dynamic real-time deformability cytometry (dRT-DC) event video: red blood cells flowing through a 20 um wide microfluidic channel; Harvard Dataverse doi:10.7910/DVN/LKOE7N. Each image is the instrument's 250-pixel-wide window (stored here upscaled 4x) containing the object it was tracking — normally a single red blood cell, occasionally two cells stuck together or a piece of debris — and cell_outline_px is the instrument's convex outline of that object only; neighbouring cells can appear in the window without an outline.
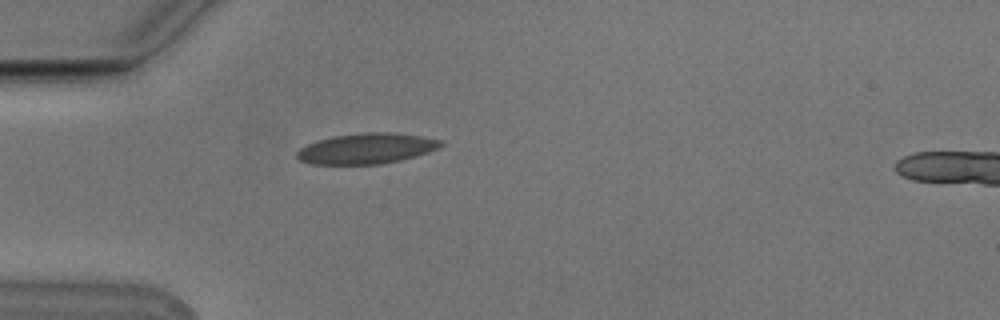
{"species": "Egyptian fruit bat (a non-hibernating species)", "species_latin": "Rousettus aegyptiacus", "temperature_condition": "cold", "stored_images_in_passage": 39, "camera_frame_rate_fps": 3000, "um_per_image_px": 0.085, "animal": {"sex": "male"}, "frame": {"image": 1, "passage_image": 1, "time_ms": 0.0, "image_size_px": [1000, 320], "cell_outline_px": [[444, 144], [428, 152], [400, 160], [380, 164], [312, 164], [300, 160], [296, 156], [296, 152], [300, 148], [316, 140], [332, 136], [360, 132], [388, 132], [420, 136], [440, 140]], "centroid_in_image_um": [31.1, 12.62], "position_along_channel_um": 53.9, "area_um2": 25.49}}
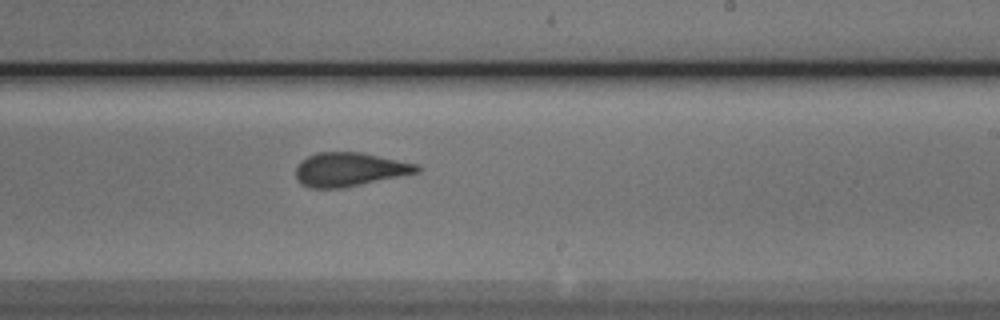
{"frame": {"image": 2, "passage_image": 18, "time_ms": 5.667, "image_size_px": [1000, 320], "cell_outline_px": [[424, 168], [420, 172], [340, 188], [308, 188], [300, 184], [296, 180], [296, 168], [300, 160], [316, 152], [360, 152], [420, 164]], "centroid_in_image_um": [29.71, 14.39], "position_along_channel_um": 259.3, "area_um2": 24.04}}
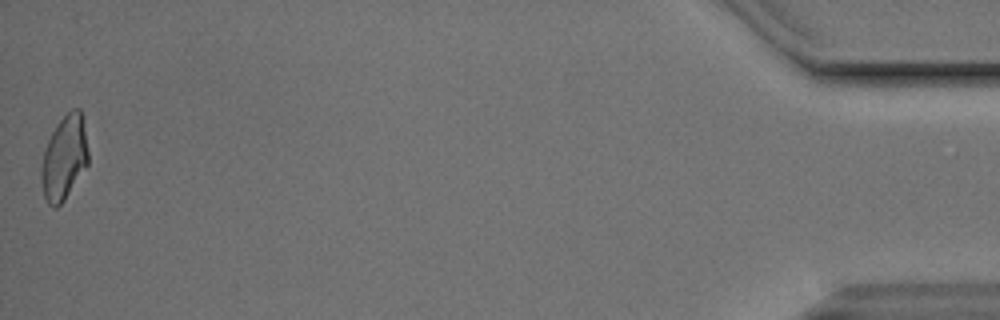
{"frame": {"image": 3, "passage_image": 39, "time_ms": 12.667, "image_size_px": [1000, 320], "cell_outline_px": [[88, 164], [64, 200], [56, 208], [52, 208], [48, 204], [44, 196], [40, 176], [40, 172], [44, 152], [48, 140], [52, 132], [60, 120], [72, 108], [80, 108], [88, 152]], "centroid_in_image_um": [5.44, 13.44], "position_along_channel_um": 429.8, "area_um2": 22.72}, "authors_computed_cell_mechanics": {"area_um2": 23.8714, "velocity_mm_per_s": 3.7903, "shape_relaxation_time_tau1_ms": 5.9676, "shape_relaxation_time_tau2_ms": 1.1565, "deformation_change_tau1": 0.168, "deformation_change_tau2": 0.077}}